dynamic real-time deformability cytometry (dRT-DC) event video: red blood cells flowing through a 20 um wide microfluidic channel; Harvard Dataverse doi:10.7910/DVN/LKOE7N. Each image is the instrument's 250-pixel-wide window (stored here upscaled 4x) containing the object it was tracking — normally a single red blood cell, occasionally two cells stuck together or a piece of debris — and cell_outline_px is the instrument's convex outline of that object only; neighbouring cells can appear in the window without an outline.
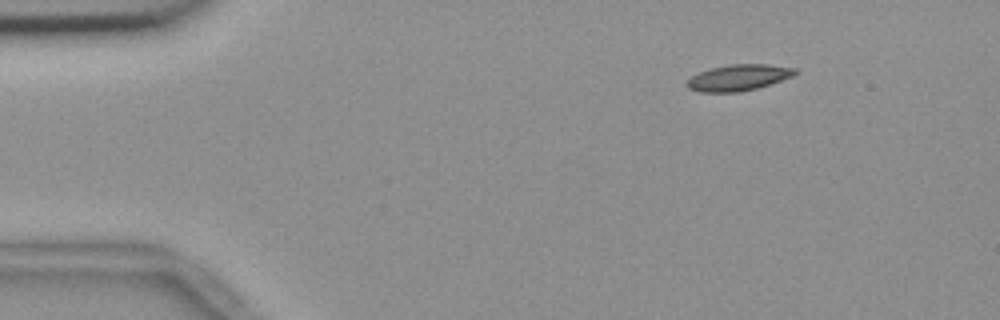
{"species": "common noctule bat (a hibernating species)", "species_latin": "Nyctalus noctula", "temperature_condition": "room temperature", "stored_images_in_passage": 4, "camera_frame_rate_fps": 3000, "um_per_image_px": 0.085, "animal": {"sex": "female", "body_mass_g": 18.4}, "frame": {"image": 1, "passage_image": 1, "time_ms": 0.0, "image_size_px": [1000, 320], "cell_outline_px": [[800, 72], [792, 76], [756, 88], [740, 92], [700, 92], [688, 88], [684, 84], [692, 76], [700, 72], [712, 68], [732, 64], [768, 64], [796, 68]], "centroid_in_image_um": [62.77, 6.59], "position_along_channel_um": 22.2, "area_um2": 16.36}}
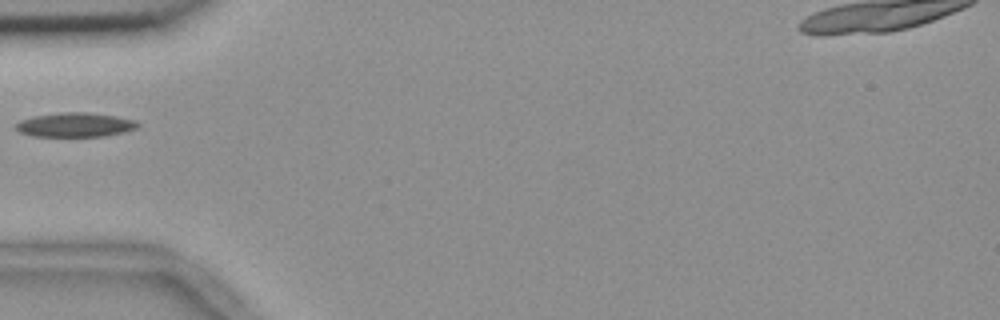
{"frame": {"image": 2, "passage_image": 4, "time_ms": 1.0, "image_size_px": [1000, 320], "cell_outline_px": [[140, 124], [136, 128], [124, 132], [104, 136], [32, 136], [20, 132], [16, 128], [16, 124], [20, 120], [32, 116], [60, 112], [88, 112], [116, 116], [136, 120]], "centroid_in_image_um": [6.39, 10.6], "position_along_channel_um": 78.6, "area_um2": 17.28}}